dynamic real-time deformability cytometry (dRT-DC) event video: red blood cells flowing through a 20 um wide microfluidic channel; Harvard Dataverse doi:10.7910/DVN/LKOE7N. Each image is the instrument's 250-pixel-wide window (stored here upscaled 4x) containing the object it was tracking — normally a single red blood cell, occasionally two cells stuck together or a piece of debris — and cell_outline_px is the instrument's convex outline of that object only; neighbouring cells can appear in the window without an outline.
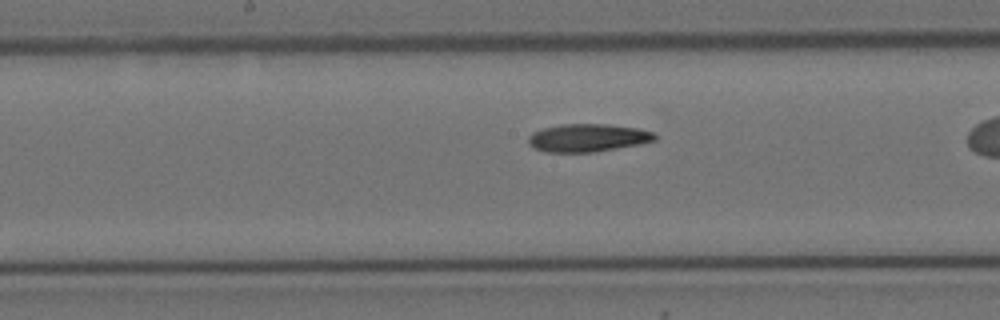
{"species": "Egyptian fruit bat (a non-hibernating species)", "species_latin": "Rousettus aegyptiacus", "temperature_condition": "cold", "stored_images_in_passage": 28, "camera_frame_rate_fps": 3000, "um_per_image_px": 0.085, "animal": {"sex": "female"}, "frame": {"image": 1, "passage_image": 13, "time_ms": 4.0, "image_size_px": [1000, 320], "cell_outline_px": [[656, 140], [640, 144], [592, 152], [544, 152], [532, 148], [528, 144], [528, 136], [532, 132], [540, 128], [560, 124], [608, 124], [640, 128], [656, 132]], "centroid_in_image_um": [49.93, 11.7], "position_along_channel_um": 198.3, "area_um2": 20.92}}
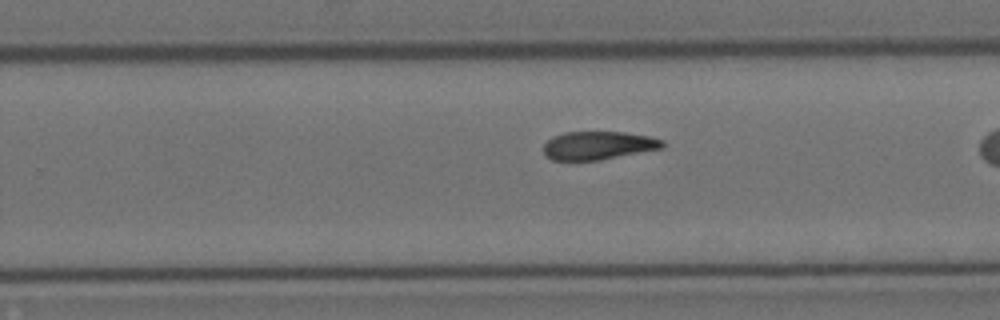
{"frame": {"image": 2, "passage_image": 20, "time_ms": 6.333, "image_size_px": [1000, 320], "cell_outline_px": [[664, 148], [600, 160], [552, 160], [544, 156], [544, 144], [552, 136], [564, 132], [624, 132], [648, 136], [664, 140]], "centroid_in_image_um": [50.84, 12.36], "position_along_channel_um": 279.0, "area_um2": 19.71}}
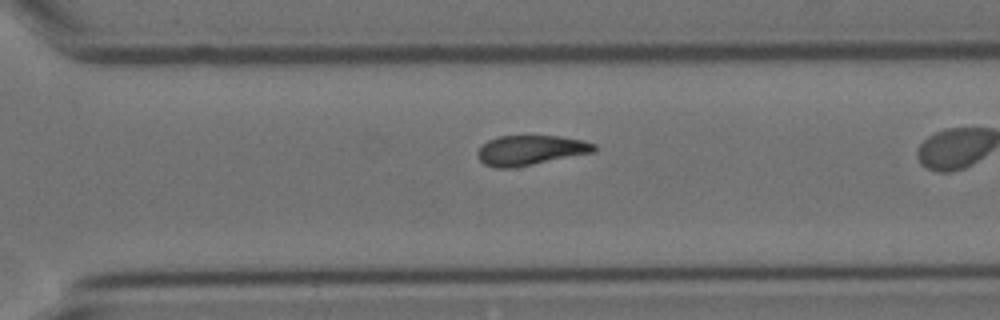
{"frame": {"image": 3, "passage_image": 24, "time_ms": 7.667, "image_size_px": [1000, 320], "cell_outline_px": [[596, 152], [512, 168], [496, 168], [484, 164], [480, 160], [476, 152], [480, 144], [496, 136], [560, 136], [584, 140], [596, 144]], "centroid_in_image_um": [45.08, 12.76], "position_along_channel_um": 325.5, "area_um2": 20.52}}